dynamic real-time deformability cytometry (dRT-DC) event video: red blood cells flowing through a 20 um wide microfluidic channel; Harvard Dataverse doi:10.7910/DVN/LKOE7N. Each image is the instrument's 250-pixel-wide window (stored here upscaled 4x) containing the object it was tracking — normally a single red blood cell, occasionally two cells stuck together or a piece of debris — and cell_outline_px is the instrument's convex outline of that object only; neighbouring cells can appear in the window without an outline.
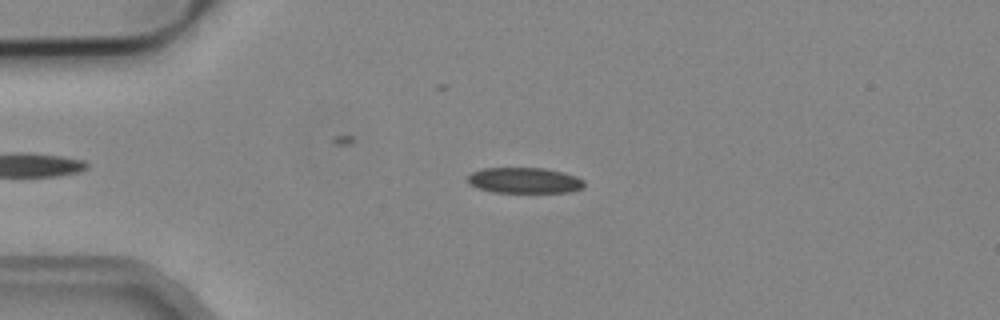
{"species": "common noctule bat (a hibernating species)", "species_latin": "Nyctalus noctula", "temperature_condition": "cold", "stored_images_in_passage": 5, "camera_frame_rate_fps": 3000, "um_per_image_px": 0.085, "animal": {"sex": "male", "body_mass_g": 19.2, "forearm_length_mm": 51.8}, "frame": {"image": 1, "passage_image": 2, "time_ms": 0.333, "image_size_px": [1000, 320], "cell_outline_px": [[584, 188], [572, 192], [492, 192], [476, 188], [468, 184], [468, 176], [472, 172], [484, 168], [544, 168], [564, 172], [576, 176], [584, 180]], "centroid_in_image_um": [44.59, 15.34], "position_along_channel_um": 40.4, "area_um2": 17.63}}